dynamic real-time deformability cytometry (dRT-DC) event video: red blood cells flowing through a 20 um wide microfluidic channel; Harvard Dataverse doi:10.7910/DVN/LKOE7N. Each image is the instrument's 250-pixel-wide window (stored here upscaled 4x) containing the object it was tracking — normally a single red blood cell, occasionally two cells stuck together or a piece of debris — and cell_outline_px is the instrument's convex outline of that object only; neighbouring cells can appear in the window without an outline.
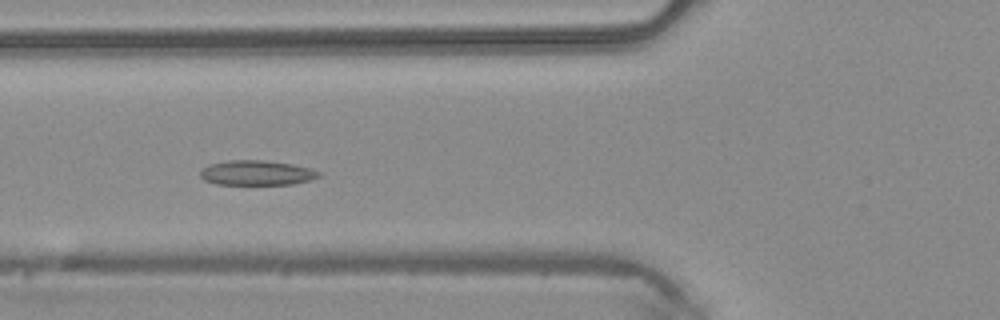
{"species": "common noctule bat (a hibernating species)", "species_latin": "Nyctalus noctula", "temperature_condition": "warm", "stored_images_in_passage": 24, "camera_frame_rate_fps": 3000, "um_per_image_px": 0.085, "animal": {"sex": "male", "body_mass_g": 20.4}, "frame": {"image": 1, "passage_image": 3, "time_ms": 0.667, "image_size_px": [1000, 320], "cell_outline_px": [[320, 176], [312, 180], [292, 184], [216, 184], [204, 180], [200, 176], [200, 172], [208, 164], [228, 160], [264, 160], [292, 164], [308, 168], [320, 172]], "centroid_in_image_um": [21.81, 14.69], "position_along_channel_um": 104.0, "area_um2": 17.11}}
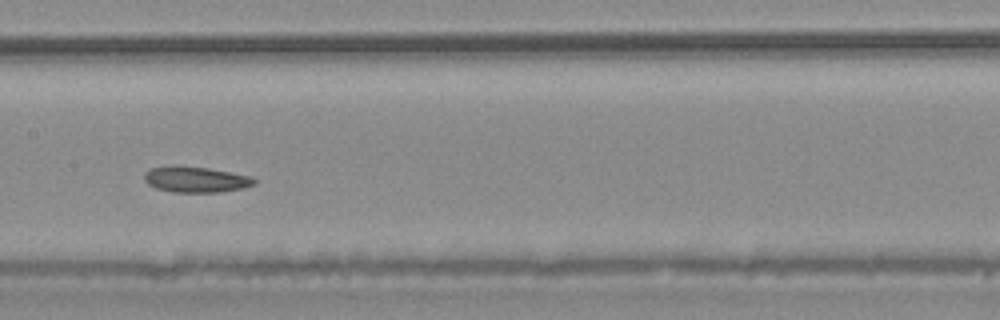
{"frame": {"image": 2, "passage_image": 9, "time_ms": 2.667, "image_size_px": [1000, 320], "cell_outline_px": [[256, 184], [244, 188], [220, 192], [172, 192], [156, 188], [148, 184], [144, 180], [144, 172], [152, 168], [176, 164], [208, 168], [248, 176], [256, 180]], "centroid_in_image_um": [16.6, 15.25], "position_along_channel_um": 190.8, "area_um2": 16.65}}
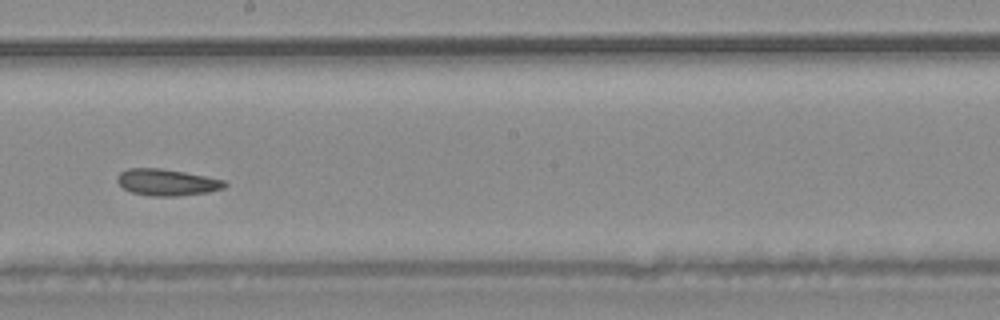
{"frame": {"image": 3, "passage_image": 12, "time_ms": 3.667, "image_size_px": [1000, 320], "cell_outline_px": [[228, 184], [224, 188], [208, 192], [176, 196], [152, 196], [132, 192], [124, 188], [116, 180], [116, 176], [120, 172], [128, 168], [160, 168], [184, 172], [224, 180]], "centroid_in_image_um": [14.17, 15.49], "position_along_channel_um": 234.0, "area_um2": 16.53}}